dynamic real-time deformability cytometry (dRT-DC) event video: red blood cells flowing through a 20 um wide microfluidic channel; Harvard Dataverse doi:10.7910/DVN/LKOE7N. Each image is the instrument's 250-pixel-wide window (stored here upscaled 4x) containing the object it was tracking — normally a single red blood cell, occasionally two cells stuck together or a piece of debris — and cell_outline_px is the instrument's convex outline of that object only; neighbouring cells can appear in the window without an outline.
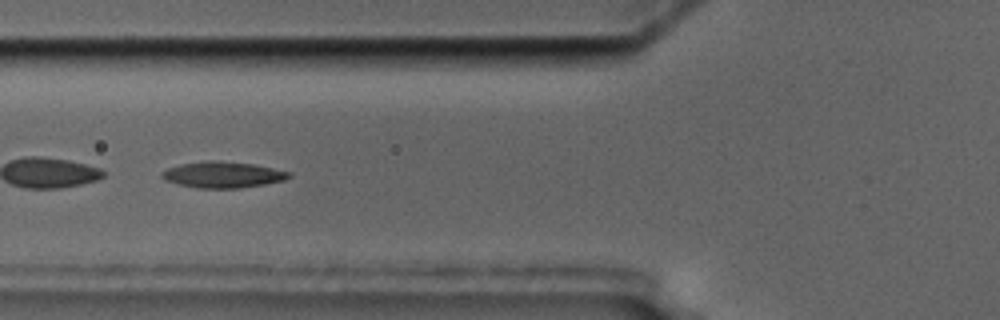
{"species": "common noctule bat (a hibernating species)", "species_latin": "Nyctalus noctula", "temperature_condition": "cold", "stored_images_in_passage": 9, "camera_frame_rate_fps": 3000, "um_per_image_px": 0.085, "animal": {"sex": "male", "body_mass_g": 17.5, "forearm_length_mm": 52.3}, "frame": {"image": 1, "passage_image": 7, "time_ms": 7.0, "image_size_px": [1000, 320], "cell_outline_px": [[292, 176], [284, 180], [264, 184], [240, 188], [196, 188], [164, 180], [160, 176], [160, 172], [168, 168], [180, 164], [212, 160], [252, 164], [292, 172]], "centroid_in_image_um": [18.92, 14.85], "position_along_channel_um": 106.9, "area_um2": 19.25}}